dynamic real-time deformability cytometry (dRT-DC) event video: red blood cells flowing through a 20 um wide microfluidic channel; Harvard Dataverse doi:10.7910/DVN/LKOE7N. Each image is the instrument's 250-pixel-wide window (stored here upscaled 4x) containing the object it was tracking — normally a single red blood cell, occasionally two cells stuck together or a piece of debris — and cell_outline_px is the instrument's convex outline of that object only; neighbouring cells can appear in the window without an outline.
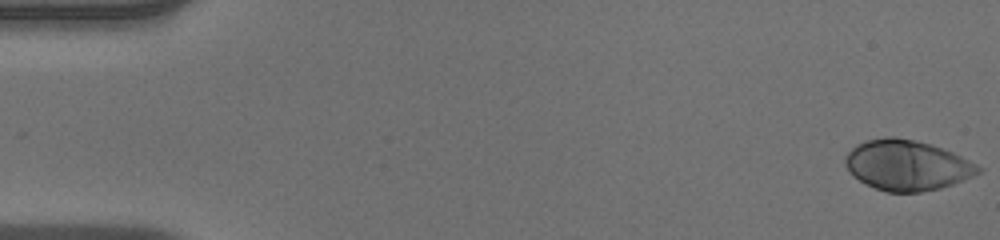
{"species": "human", "species_latin": "Homo sapiens", "temperature_condition": "warm", "stored_images_in_passage": 52, "camera_frame_rate_fps": 3000, "um_per_image_px": 0.085, "donor": {"sex": "male"}, "frame": {"image": 1, "passage_image": 1, "time_ms": 0.0, "image_size_px": [1000, 240], "cell_outline_px": [[984, 168], [980, 172], [972, 176], [952, 184], [940, 188], [920, 192], [888, 192], [876, 188], [852, 176], [844, 164], [844, 156], [856, 144], [864, 140], [884, 136], [896, 136], [916, 140], [932, 144], [952, 152]], "centroid_in_image_um": [77.06, 14.02], "position_along_channel_um": 7.9, "area_um2": 39.13}}
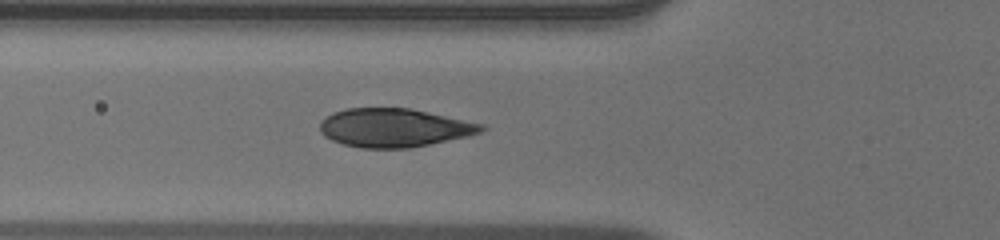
{"frame": {"image": 2, "passage_image": 19, "time_ms": 6.0, "image_size_px": [1000, 240], "cell_outline_px": [[488, 128], [480, 132], [468, 136], [408, 148], [360, 148], [344, 144], [332, 140], [324, 136], [320, 132], [320, 120], [324, 116], [332, 112], [344, 108], [408, 108], [484, 124]], "centroid_in_image_um": [33.45, 10.85], "position_along_channel_um": 92.3, "area_um2": 36.24}}
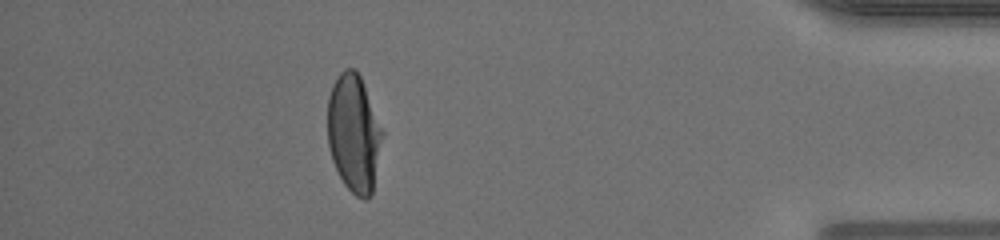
{"frame": {"image": 3, "passage_image": 46, "time_ms": 15.0, "image_size_px": [1000, 240], "cell_outline_px": [[384, 132], [372, 196], [368, 200], [364, 200], [356, 196], [344, 184], [332, 160], [328, 144], [328, 96], [332, 84], [340, 72], [344, 68], [356, 68], [360, 76]], "centroid_in_image_um": [30.09, 11.34], "position_along_channel_um": 405.1, "area_um2": 37.8}, "authors_computed_cell_mechanics": {"area_um2": 38.0613, "velocity_mm_per_s": 3.9887, "shape_relaxation_time_tau1_ms": 3.5446, "shape_relaxation_time_tau2_ms": null, "deformation_change_tau1": 0.2066, "deformation_change_tau2": null}}